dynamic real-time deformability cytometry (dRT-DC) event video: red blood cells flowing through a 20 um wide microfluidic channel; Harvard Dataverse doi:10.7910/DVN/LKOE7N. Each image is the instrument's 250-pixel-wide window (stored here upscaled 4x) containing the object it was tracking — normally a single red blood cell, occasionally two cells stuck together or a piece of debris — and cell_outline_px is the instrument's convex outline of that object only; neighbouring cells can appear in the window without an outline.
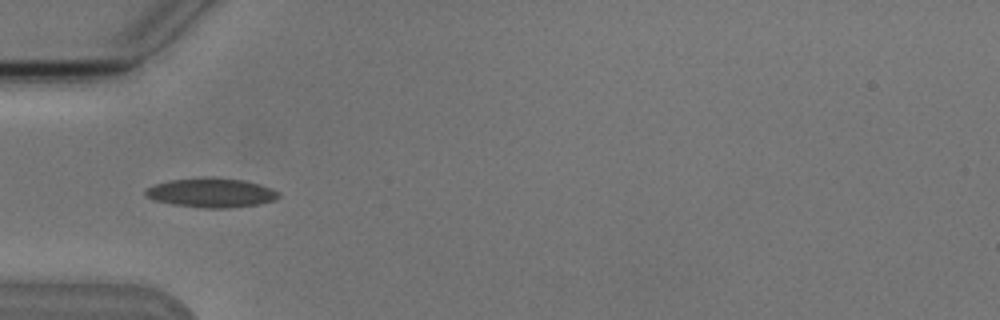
{"species": "Egyptian fruit bat (a non-hibernating species)", "species_latin": "Rousettus aegyptiacus", "temperature_condition": "cold", "stored_images_in_passage": 5, "camera_frame_rate_fps": 3000, "um_per_image_px": 0.085, "animal": {"sex": "male"}, "frame": {"image": 1, "passage_image": 4, "time_ms": 3.667, "image_size_px": [1000, 320], "cell_outline_px": [[280, 196], [276, 200], [260, 204], [232, 208], [204, 208], [172, 204], [156, 200], [144, 196], [144, 192], [148, 188], [156, 184], [168, 180], [212, 176], [244, 180], [260, 184], [272, 188], [280, 192]], "centroid_in_image_um": [18.01, 16.38], "position_along_channel_um": 67.0, "area_um2": 23.06}}